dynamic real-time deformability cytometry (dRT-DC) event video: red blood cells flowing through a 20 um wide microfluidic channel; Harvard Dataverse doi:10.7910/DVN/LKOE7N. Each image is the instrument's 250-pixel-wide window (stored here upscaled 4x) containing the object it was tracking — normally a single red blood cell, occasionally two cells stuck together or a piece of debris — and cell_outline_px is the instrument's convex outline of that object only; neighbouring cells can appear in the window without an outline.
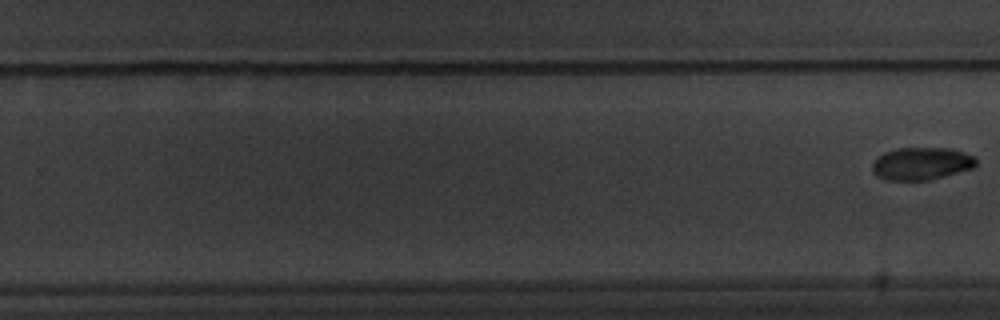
{"species": "common noctule bat (a hibernating species)", "species_latin": "Nyctalus noctula", "temperature_condition": "warm", "stored_images_in_passage": 10, "camera_frame_rate_fps": 3000, "um_per_image_px": 0.085, "animal": {"sex": "male", "body_mass_g": 20.1, "forearm_length_mm": 53.5}, "frame": {"image": 1, "passage_image": 10, "time_ms": 12.333, "image_size_px": [1000, 320], "cell_outline_px": [[976, 168], [928, 180], [884, 180], [876, 176], [872, 172], [872, 164], [884, 152], [896, 148], [952, 148], [976, 156]], "centroid_in_image_um": [78.35, 13.91], "position_along_channel_um": 251.4, "area_um2": 19.94}}